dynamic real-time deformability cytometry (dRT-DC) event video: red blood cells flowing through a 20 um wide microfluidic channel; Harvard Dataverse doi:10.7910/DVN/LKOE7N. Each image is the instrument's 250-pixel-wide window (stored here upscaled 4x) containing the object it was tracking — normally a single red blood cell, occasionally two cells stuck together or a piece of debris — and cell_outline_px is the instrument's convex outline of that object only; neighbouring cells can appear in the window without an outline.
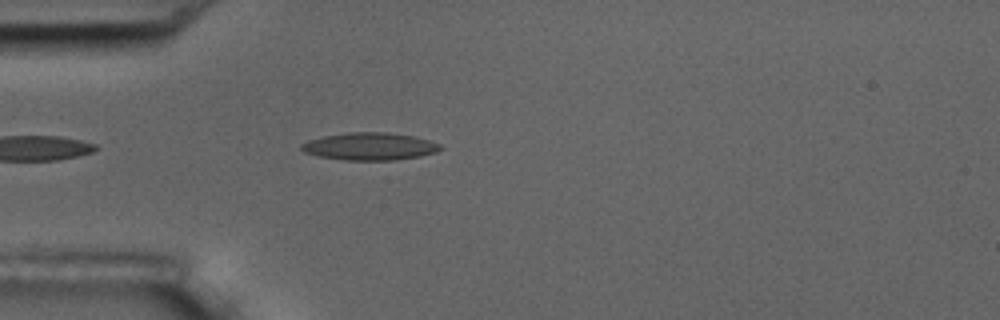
{"species": "common noctule bat (a hibernating species)", "species_latin": "Nyctalus noctula", "temperature_condition": "room temperature", "stored_images_in_passage": 4, "camera_frame_rate_fps": 3000, "um_per_image_px": 0.085, "animal": {"sex": "male", "body_mass_g": 17.5, "forearm_length_mm": 52.3}, "frame": {"image": 1, "passage_image": 4, "time_ms": 3.667, "image_size_px": [1000, 320], "cell_outline_px": [[444, 148], [436, 152], [420, 156], [396, 160], [344, 160], [320, 156], [304, 152], [300, 148], [300, 144], [308, 140], [324, 136], [348, 132], [384, 132], [416, 136], [440, 144]], "centroid_in_image_um": [31.44, 12.44], "position_along_channel_um": 53.6, "area_um2": 22.31}}